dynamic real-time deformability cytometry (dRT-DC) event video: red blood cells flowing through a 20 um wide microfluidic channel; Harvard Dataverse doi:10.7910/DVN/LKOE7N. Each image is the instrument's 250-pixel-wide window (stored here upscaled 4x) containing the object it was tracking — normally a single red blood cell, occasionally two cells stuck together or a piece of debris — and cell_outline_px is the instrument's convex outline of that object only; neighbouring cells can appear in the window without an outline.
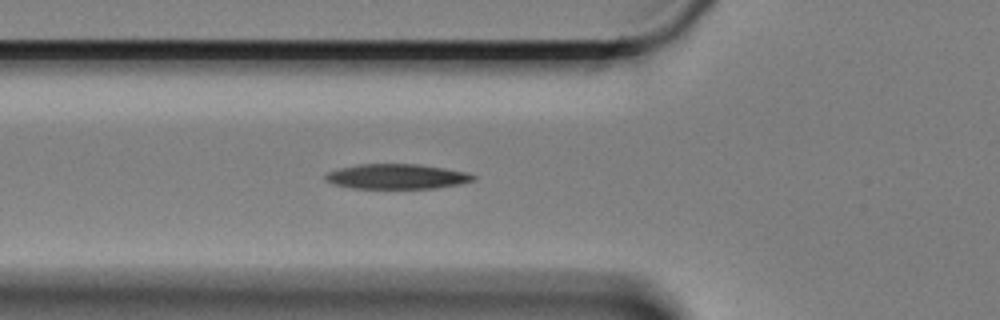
{"species": "Egyptian fruit bat (a non-hibernating species)", "species_latin": "Rousettus aegyptiacus", "temperature_condition": "cold", "stored_images_in_passage": 46, "camera_frame_rate_fps": 3000, "um_per_image_px": 0.085, "animal": {"sex": "female"}, "frame": {"image": 1, "passage_image": 12, "time_ms": 3.667, "image_size_px": [1000, 320], "cell_outline_px": [[476, 180], [460, 184], [436, 188], [352, 188], [332, 184], [324, 180], [324, 176], [328, 172], [340, 168], [360, 164], [420, 164], [468, 172], [476, 176]], "centroid_in_image_um": [33.74, 15.0], "position_along_channel_um": 92.1, "area_um2": 21.62}}
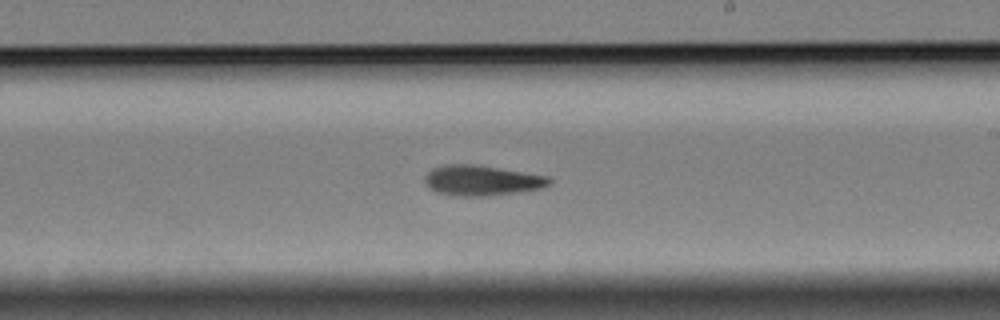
{"frame": {"image": 2, "passage_image": 26, "time_ms": 8.333, "image_size_px": [1000, 320], "cell_outline_px": [[552, 180], [544, 188], [516, 192], [484, 196], [456, 196], [436, 192], [428, 188], [424, 184], [424, 176], [432, 168], [444, 164], [472, 164], [548, 176]], "centroid_in_image_um": [40.88, 15.34], "position_along_channel_um": 248.1, "area_um2": 21.96}}
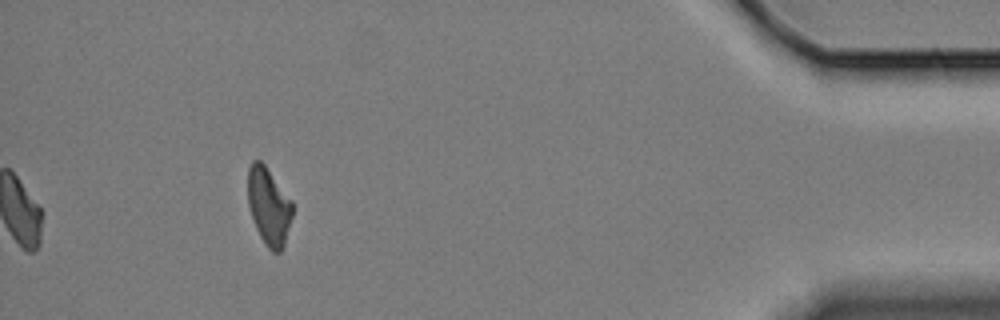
{"frame": {"image": 3, "passage_image": 46, "time_ms": 15.0, "image_size_px": [1000, 320], "cell_outline_px": [[292, 216], [284, 244], [280, 252], [272, 252], [268, 248], [260, 236], [256, 228], [248, 204], [248, 168], [252, 160], [260, 160], [264, 164], [292, 200]], "centroid_in_image_um": [22.84, 17.52], "position_along_channel_um": 412.4, "area_um2": 19.94}, "authors_computed_cell_mechanics": {"area_um2": 21.4149, "velocity_mm_per_s": 3.3326, "shape_relaxation_time_tau1_ms": 4.5011, "shape_relaxation_time_tau2_ms": 6.8155, "deformation_change_tau1": 0.1387, "deformation_change_tau2": 0.1643}}